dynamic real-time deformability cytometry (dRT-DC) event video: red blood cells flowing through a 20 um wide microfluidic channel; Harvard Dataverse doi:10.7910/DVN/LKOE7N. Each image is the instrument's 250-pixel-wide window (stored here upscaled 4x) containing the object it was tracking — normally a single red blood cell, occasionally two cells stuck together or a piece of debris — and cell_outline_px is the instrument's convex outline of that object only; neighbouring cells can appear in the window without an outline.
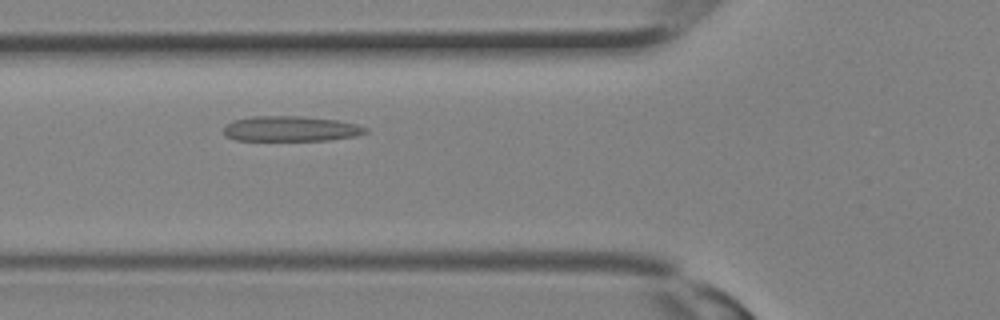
{"species": "Egyptian fruit bat (a non-hibernating species)", "species_latin": "Rousettus aegyptiacus", "temperature_condition": "room temperature", "stored_images_in_passage": 27, "camera_frame_rate_fps": 3000, "um_per_image_px": 0.085, "animal": {"sex": "female"}, "frame": {"image": 1, "passage_image": 7, "time_ms": 2.0, "image_size_px": [1000, 320], "cell_outline_px": [[368, 132], [356, 136], [328, 140], [236, 140], [224, 136], [224, 128], [232, 120], [248, 116], [300, 116], [336, 120], [356, 124], [368, 128]], "centroid_in_image_um": [24.69, 10.94], "position_along_channel_um": 101.1, "area_um2": 20.92}}
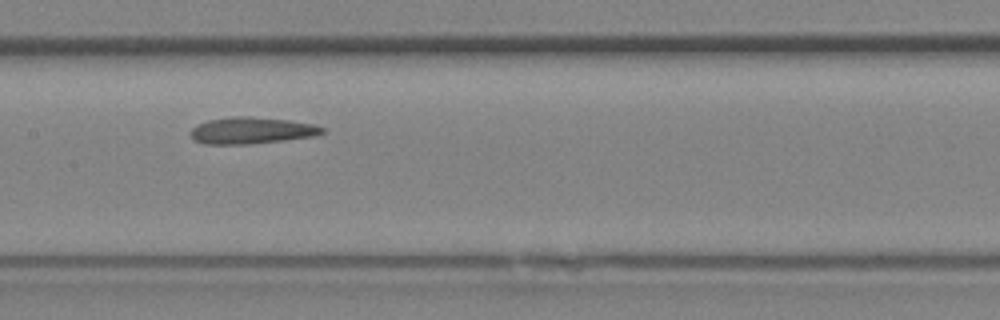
{"frame": {"image": 2, "passage_image": 11, "time_ms": 3.333, "image_size_px": [1000, 320], "cell_outline_px": [[324, 132], [312, 136], [284, 140], [248, 144], [204, 144], [192, 140], [188, 132], [196, 124], [208, 120], [236, 116], [248, 116], [288, 120], [316, 124], [324, 128]], "centroid_in_image_um": [21.32, 11.09], "position_along_channel_um": 186.1, "area_um2": 20.52}}
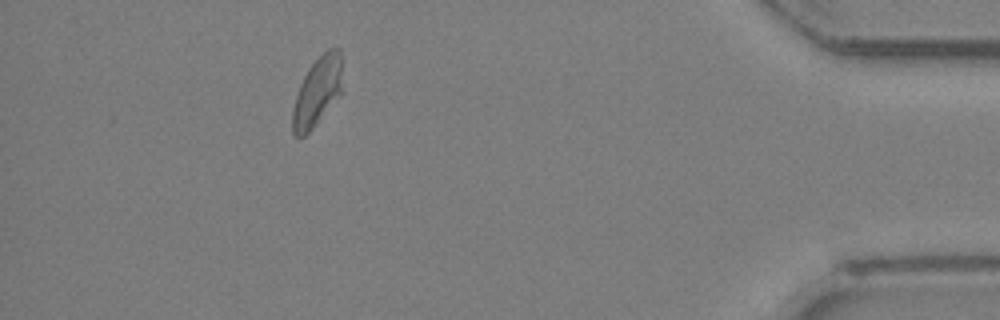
{"frame": {"image": 3, "passage_image": 24, "time_ms": 7.667, "image_size_px": [1000, 320], "cell_outline_px": [[340, 92], [316, 124], [304, 136], [296, 136], [292, 132], [292, 112], [296, 96], [300, 84], [308, 68], [328, 48], [340, 48]], "centroid_in_image_um": [26.92, 7.79], "position_along_channel_um": 408.3, "area_um2": 19.19}}